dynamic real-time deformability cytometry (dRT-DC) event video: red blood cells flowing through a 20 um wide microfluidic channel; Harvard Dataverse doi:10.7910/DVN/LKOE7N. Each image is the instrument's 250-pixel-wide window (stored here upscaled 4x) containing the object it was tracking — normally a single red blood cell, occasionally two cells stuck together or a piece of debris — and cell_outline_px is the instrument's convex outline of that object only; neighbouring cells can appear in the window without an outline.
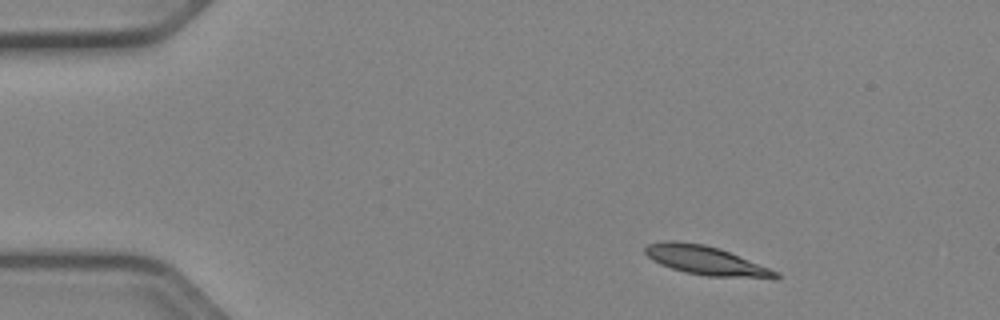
{"species": "Egyptian fruit bat (a non-hibernating species)", "species_latin": "Rousettus aegyptiacus", "temperature_condition": "cold", "stored_images_in_passage": 46, "camera_frame_rate_fps": 3000, "um_per_image_px": 0.085, "animal": {"sex": "female"}, "frame": {"image": 1, "passage_image": 1, "time_ms": 0.0, "image_size_px": [1000, 320], "cell_outline_px": [[780, 276], [776, 280], [708, 276], [684, 272], [660, 264], [652, 260], [644, 252], [644, 248], [648, 244], [664, 240], [676, 240], [704, 244], [720, 248], [780, 272]], "centroid_in_image_um": [60.06, 22.16], "position_along_channel_um": 24.9, "area_um2": 22.54}}
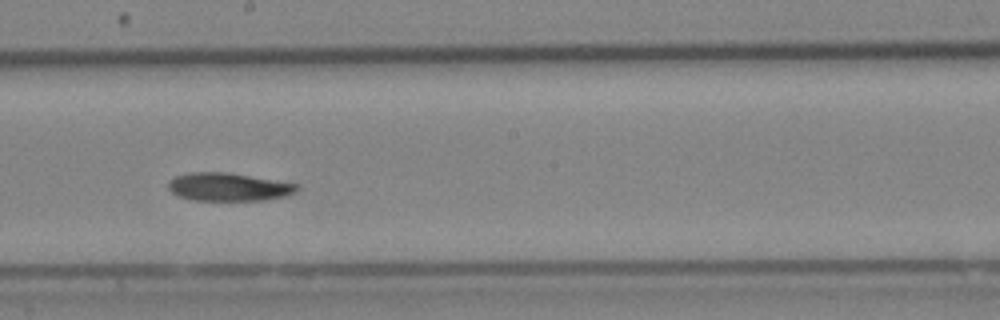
{"frame": {"image": 2, "passage_image": 23, "time_ms": 7.333, "image_size_px": [1000, 320], "cell_outline_px": [[300, 188], [296, 192], [288, 196], [264, 200], [192, 200], [180, 196], [172, 192], [168, 188], [168, 180], [176, 176], [192, 172], [224, 172], [296, 184]], "centroid_in_image_um": [19.41, 15.9], "position_along_channel_um": 228.8, "area_um2": 20.81}}
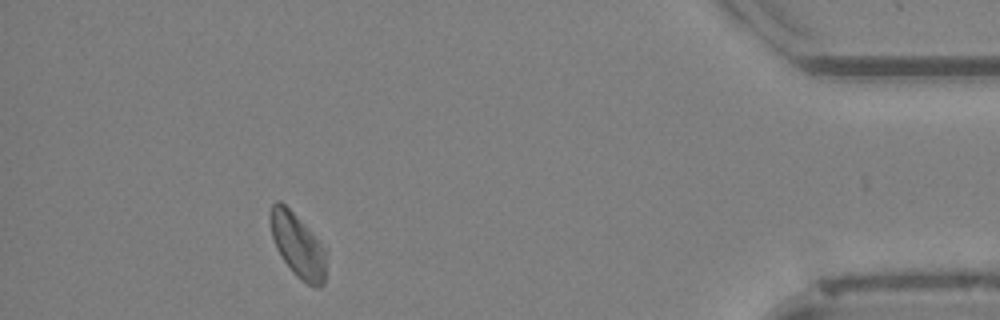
{"frame": {"image": 3, "passage_image": 41, "time_ms": 13.333, "image_size_px": [1000, 320], "cell_outline_px": [[324, 284], [320, 288], [316, 288], [300, 280], [292, 272], [276, 248], [272, 236], [272, 204], [276, 200], [280, 200], [292, 212], [324, 248]], "centroid_in_image_um": [25.3, 20.92], "position_along_channel_um": 409.9, "area_um2": 19.77}, "authors_computed_cell_mechanics": {"area_um2": 21.5594, "velocity_mm_per_s": 3.8852, "shape_relaxation_time_tau1_ms": 4.3415, "shape_relaxation_time_tau2_ms": 3.956, "deformation_change_tau1": 0.1352, "deformation_change_tau2": 0.0708}}